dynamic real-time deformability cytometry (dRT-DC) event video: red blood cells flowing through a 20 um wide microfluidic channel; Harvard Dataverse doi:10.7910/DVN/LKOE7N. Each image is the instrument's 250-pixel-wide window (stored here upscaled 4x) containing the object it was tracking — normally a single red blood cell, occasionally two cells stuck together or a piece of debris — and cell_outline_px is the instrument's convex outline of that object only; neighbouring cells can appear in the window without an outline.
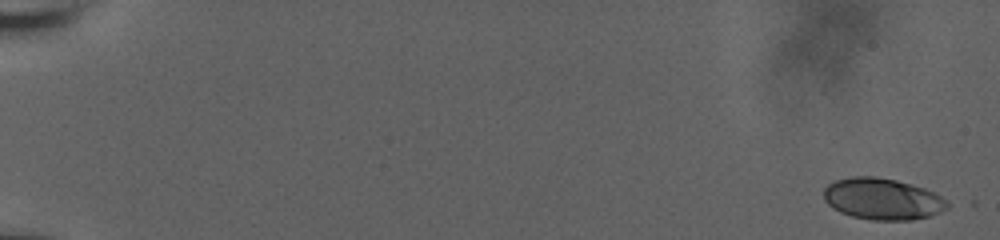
{"species": "human", "species_latin": "Homo sapiens", "temperature_condition": "room temperature", "stored_images_in_passage": 14, "camera_frame_rate_fps": 3000, "um_per_image_px": 0.085, "donor": {"sex": "male"}, "frame": {"image": 1, "passage_image": 1, "time_ms": 0.0, "image_size_px": [1000, 240], "cell_outline_px": [[948, 208], [940, 212], [928, 216], [912, 220], [872, 220], [852, 216], [840, 212], [832, 208], [824, 200], [824, 188], [828, 184], [836, 180], [852, 176], [876, 176], [896, 180], [912, 184], [924, 188], [940, 196], [948, 204]], "centroid_in_image_um": [74.97, 16.91], "position_along_channel_um": 10.0, "area_um2": 29.82}}
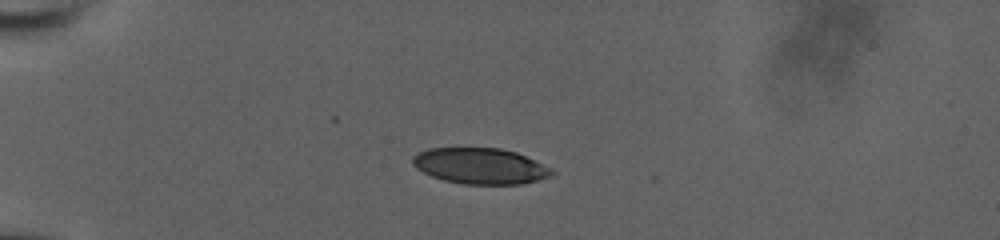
{"frame": {"image": 2, "passage_image": 10, "time_ms": 3.0, "image_size_px": [1000, 240], "cell_outline_px": [[556, 172], [552, 176], [520, 184], [464, 184], [444, 180], [432, 176], [416, 168], [412, 164], [412, 156], [428, 148], [500, 148], [516, 152], [552, 168]], "centroid_in_image_um": [40.83, 14.11], "position_along_channel_um": 44.2, "area_um2": 29.07}}
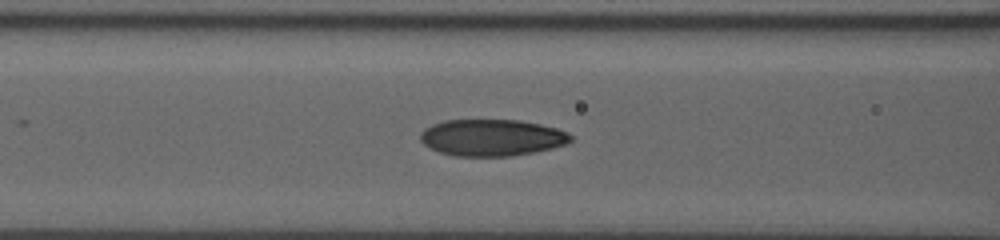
{"frame": {"image": 3, "passage_image": 14, "time_ms": 4.333, "image_size_px": [1000, 240], "cell_outline_px": [[572, 140], [568, 144], [536, 152], [512, 156], [452, 156], [440, 152], [424, 144], [420, 140], [420, 132], [424, 128], [432, 124], [444, 120], [520, 120], [540, 124], [556, 128], [568, 132], [572, 136]], "centroid_in_image_um": [41.82, 11.7], "position_along_channel_um": 124.8, "area_um2": 32.37}}